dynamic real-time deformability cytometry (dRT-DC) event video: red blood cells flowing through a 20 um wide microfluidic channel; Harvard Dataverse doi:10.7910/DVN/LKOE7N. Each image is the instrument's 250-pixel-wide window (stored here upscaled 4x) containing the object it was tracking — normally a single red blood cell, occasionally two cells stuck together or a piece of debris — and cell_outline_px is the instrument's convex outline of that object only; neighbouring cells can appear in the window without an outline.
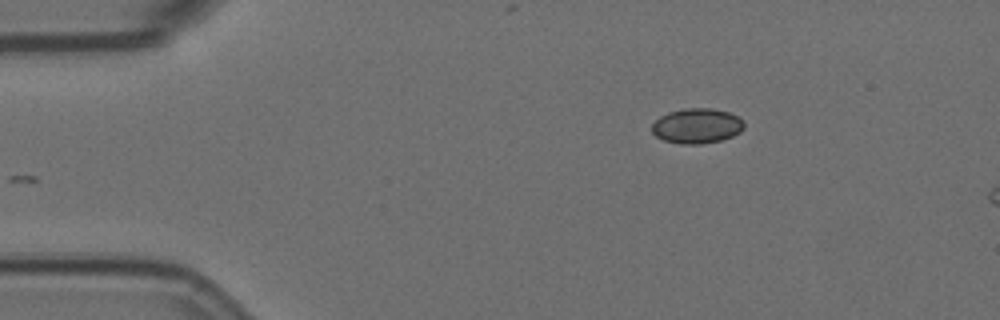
{"species": "Egyptian fruit bat (a non-hibernating species)", "species_latin": "Rousettus aegyptiacus", "temperature_condition": "room temperature", "stored_images_in_passage": 41, "camera_frame_rate_fps": 3000, "um_per_image_px": 0.085, "animal": {"sex": "female"}, "frame": {"image": 1, "passage_image": 1, "time_ms": 0.0, "image_size_px": [1000, 320], "cell_outline_px": [[744, 128], [740, 132], [732, 136], [720, 140], [700, 144], [680, 144], [664, 140], [656, 136], [652, 132], [652, 124], [660, 116], [668, 112], [684, 108], [712, 108], [728, 112], [740, 116], [744, 120]], "centroid_in_image_um": [59.25, 10.69], "position_along_channel_um": 25.7, "area_um2": 18.96}}
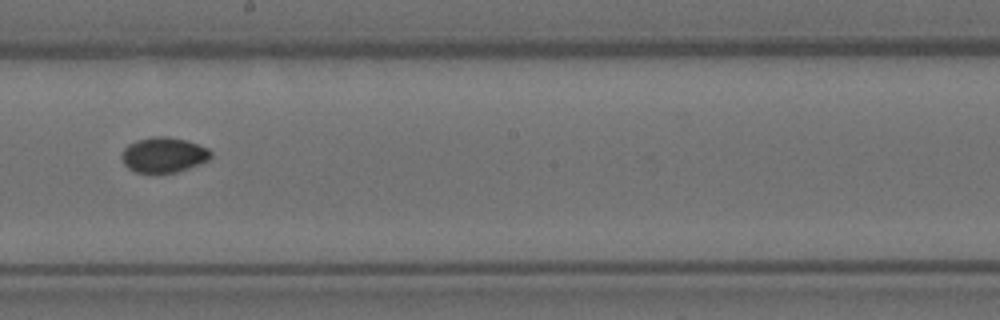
{"frame": {"image": 2, "passage_image": 24, "time_ms": 7.667, "image_size_px": [1000, 320], "cell_outline_px": [[212, 156], [208, 160], [200, 164], [176, 172], [156, 176], [136, 172], [128, 168], [124, 164], [120, 156], [124, 148], [128, 144], [136, 140], [152, 136], [168, 136], [184, 140], [208, 148], [212, 152]], "centroid_in_image_um": [13.87, 13.2], "position_along_channel_um": 234.3, "area_um2": 18.84}}
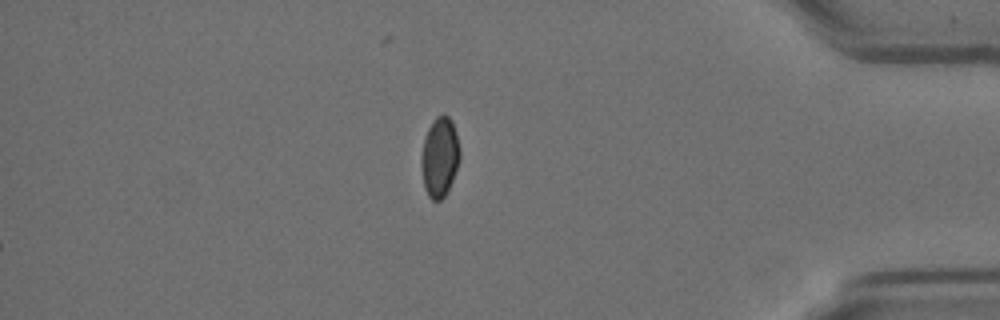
{"frame": {"image": 3, "passage_image": 41, "time_ms": 13.333, "image_size_px": [1000, 320], "cell_outline_px": [[460, 156], [452, 180], [444, 196], [440, 200], [432, 200], [428, 196], [424, 188], [420, 160], [424, 140], [428, 128], [432, 120], [436, 116], [448, 116], [452, 120], [456, 132], [460, 148]], "centroid_in_image_um": [37.36, 13.34], "position_along_channel_um": 397.8, "area_um2": 17.8}}